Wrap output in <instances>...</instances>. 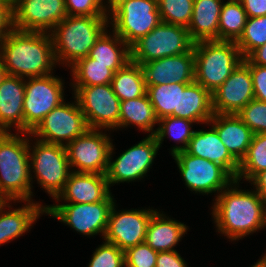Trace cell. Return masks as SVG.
I'll list each match as a JSON object with an SVG mask.
<instances>
[{
    "mask_svg": "<svg viewBox=\"0 0 266 267\" xmlns=\"http://www.w3.org/2000/svg\"><path fill=\"white\" fill-rule=\"evenodd\" d=\"M234 180L215 196L212 205L213 223L219 234L231 241H238L247 235L266 227V204L254 189H239Z\"/></svg>",
    "mask_w": 266,
    "mask_h": 267,
    "instance_id": "1",
    "label": "cell"
},
{
    "mask_svg": "<svg viewBox=\"0 0 266 267\" xmlns=\"http://www.w3.org/2000/svg\"><path fill=\"white\" fill-rule=\"evenodd\" d=\"M13 29V1H0V31Z\"/></svg>",
    "mask_w": 266,
    "mask_h": 267,
    "instance_id": "44",
    "label": "cell"
},
{
    "mask_svg": "<svg viewBox=\"0 0 266 267\" xmlns=\"http://www.w3.org/2000/svg\"><path fill=\"white\" fill-rule=\"evenodd\" d=\"M69 68H71V75L73 76L72 87L111 84L114 76L109 65L95 63V60L88 56L79 59Z\"/></svg>",
    "mask_w": 266,
    "mask_h": 267,
    "instance_id": "32",
    "label": "cell"
},
{
    "mask_svg": "<svg viewBox=\"0 0 266 267\" xmlns=\"http://www.w3.org/2000/svg\"><path fill=\"white\" fill-rule=\"evenodd\" d=\"M7 71L3 65L2 59L0 57V84L4 80V78L7 76Z\"/></svg>",
    "mask_w": 266,
    "mask_h": 267,
    "instance_id": "49",
    "label": "cell"
},
{
    "mask_svg": "<svg viewBox=\"0 0 266 267\" xmlns=\"http://www.w3.org/2000/svg\"><path fill=\"white\" fill-rule=\"evenodd\" d=\"M102 131L89 128L66 146L71 171L106 174L113 140Z\"/></svg>",
    "mask_w": 266,
    "mask_h": 267,
    "instance_id": "15",
    "label": "cell"
},
{
    "mask_svg": "<svg viewBox=\"0 0 266 267\" xmlns=\"http://www.w3.org/2000/svg\"><path fill=\"white\" fill-rule=\"evenodd\" d=\"M266 170V133L253 134L247 154L239 163L235 180L251 181L258 173Z\"/></svg>",
    "mask_w": 266,
    "mask_h": 267,
    "instance_id": "35",
    "label": "cell"
},
{
    "mask_svg": "<svg viewBox=\"0 0 266 267\" xmlns=\"http://www.w3.org/2000/svg\"><path fill=\"white\" fill-rule=\"evenodd\" d=\"M114 149L112 143L106 172V179L110 187L124 182L138 181L147 176L160 148L155 136L149 134L112 161Z\"/></svg>",
    "mask_w": 266,
    "mask_h": 267,
    "instance_id": "12",
    "label": "cell"
},
{
    "mask_svg": "<svg viewBox=\"0 0 266 267\" xmlns=\"http://www.w3.org/2000/svg\"><path fill=\"white\" fill-rule=\"evenodd\" d=\"M125 1L127 0H107L106 3L108 4H103L106 15L109 16L119 5Z\"/></svg>",
    "mask_w": 266,
    "mask_h": 267,
    "instance_id": "48",
    "label": "cell"
},
{
    "mask_svg": "<svg viewBox=\"0 0 266 267\" xmlns=\"http://www.w3.org/2000/svg\"><path fill=\"white\" fill-rule=\"evenodd\" d=\"M253 81L254 99L266 102V66L249 64Z\"/></svg>",
    "mask_w": 266,
    "mask_h": 267,
    "instance_id": "42",
    "label": "cell"
},
{
    "mask_svg": "<svg viewBox=\"0 0 266 267\" xmlns=\"http://www.w3.org/2000/svg\"><path fill=\"white\" fill-rule=\"evenodd\" d=\"M214 114L212 94L195 81L179 89V118L207 124Z\"/></svg>",
    "mask_w": 266,
    "mask_h": 267,
    "instance_id": "27",
    "label": "cell"
},
{
    "mask_svg": "<svg viewBox=\"0 0 266 267\" xmlns=\"http://www.w3.org/2000/svg\"><path fill=\"white\" fill-rule=\"evenodd\" d=\"M1 59L9 75L23 79L52 74L57 65L47 32L11 30L3 39Z\"/></svg>",
    "mask_w": 266,
    "mask_h": 267,
    "instance_id": "2",
    "label": "cell"
},
{
    "mask_svg": "<svg viewBox=\"0 0 266 267\" xmlns=\"http://www.w3.org/2000/svg\"><path fill=\"white\" fill-rule=\"evenodd\" d=\"M211 125L230 154L240 163L251 144L253 132L236 114L214 113Z\"/></svg>",
    "mask_w": 266,
    "mask_h": 267,
    "instance_id": "24",
    "label": "cell"
},
{
    "mask_svg": "<svg viewBox=\"0 0 266 267\" xmlns=\"http://www.w3.org/2000/svg\"><path fill=\"white\" fill-rule=\"evenodd\" d=\"M10 202L0 203V246L28 232L39 216L45 214V206L39 202L26 201L15 209ZM5 208H9L8 211Z\"/></svg>",
    "mask_w": 266,
    "mask_h": 267,
    "instance_id": "22",
    "label": "cell"
},
{
    "mask_svg": "<svg viewBox=\"0 0 266 267\" xmlns=\"http://www.w3.org/2000/svg\"><path fill=\"white\" fill-rule=\"evenodd\" d=\"M158 119L147 93L132 100L121 101L118 129L137 126L139 130L154 135Z\"/></svg>",
    "mask_w": 266,
    "mask_h": 267,
    "instance_id": "29",
    "label": "cell"
},
{
    "mask_svg": "<svg viewBox=\"0 0 266 267\" xmlns=\"http://www.w3.org/2000/svg\"><path fill=\"white\" fill-rule=\"evenodd\" d=\"M223 0H194L193 13L187 27L193 42L219 40V19Z\"/></svg>",
    "mask_w": 266,
    "mask_h": 267,
    "instance_id": "26",
    "label": "cell"
},
{
    "mask_svg": "<svg viewBox=\"0 0 266 267\" xmlns=\"http://www.w3.org/2000/svg\"><path fill=\"white\" fill-rule=\"evenodd\" d=\"M115 207L116 201L111 208L103 239L115 244L122 251L144 243L149 220L156 210L149 207L117 211Z\"/></svg>",
    "mask_w": 266,
    "mask_h": 267,
    "instance_id": "16",
    "label": "cell"
},
{
    "mask_svg": "<svg viewBox=\"0 0 266 267\" xmlns=\"http://www.w3.org/2000/svg\"><path fill=\"white\" fill-rule=\"evenodd\" d=\"M186 27L161 22L131 47V61L148 63L153 60L188 52L193 47Z\"/></svg>",
    "mask_w": 266,
    "mask_h": 267,
    "instance_id": "7",
    "label": "cell"
},
{
    "mask_svg": "<svg viewBox=\"0 0 266 267\" xmlns=\"http://www.w3.org/2000/svg\"><path fill=\"white\" fill-rule=\"evenodd\" d=\"M188 229L186 224L157 210L149 220L145 243L157 252L175 251L174 247L187 234Z\"/></svg>",
    "mask_w": 266,
    "mask_h": 267,
    "instance_id": "25",
    "label": "cell"
},
{
    "mask_svg": "<svg viewBox=\"0 0 266 267\" xmlns=\"http://www.w3.org/2000/svg\"><path fill=\"white\" fill-rule=\"evenodd\" d=\"M178 251L158 252L156 267H188Z\"/></svg>",
    "mask_w": 266,
    "mask_h": 267,
    "instance_id": "43",
    "label": "cell"
},
{
    "mask_svg": "<svg viewBox=\"0 0 266 267\" xmlns=\"http://www.w3.org/2000/svg\"><path fill=\"white\" fill-rule=\"evenodd\" d=\"M29 140V161L31 181L33 178L37 183L56 199L62 192L66 181L70 175L71 168L68 161L67 150L65 146L53 143H46L35 138L30 143ZM33 146H32V145Z\"/></svg>",
    "mask_w": 266,
    "mask_h": 267,
    "instance_id": "6",
    "label": "cell"
},
{
    "mask_svg": "<svg viewBox=\"0 0 266 267\" xmlns=\"http://www.w3.org/2000/svg\"><path fill=\"white\" fill-rule=\"evenodd\" d=\"M63 88L64 81L53 73L25 79L24 133H30L48 113L64 102Z\"/></svg>",
    "mask_w": 266,
    "mask_h": 267,
    "instance_id": "11",
    "label": "cell"
},
{
    "mask_svg": "<svg viewBox=\"0 0 266 267\" xmlns=\"http://www.w3.org/2000/svg\"><path fill=\"white\" fill-rule=\"evenodd\" d=\"M67 16L65 0H13V26L20 31L49 33Z\"/></svg>",
    "mask_w": 266,
    "mask_h": 267,
    "instance_id": "17",
    "label": "cell"
},
{
    "mask_svg": "<svg viewBox=\"0 0 266 267\" xmlns=\"http://www.w3.org/2000/svg\"><path fill=\"white\" fill-rule=\"evenodd\" d=\"M108 19L112 31L129 47L162 22L157 0H127Z\"/></svg>",
    "mask_w": 266,
    "mask_h": 267,
    "instance_id": "8",
    "label": "cell"
},
{
    "mask_svg": "<svg viewBox=\"0 0 266 267\" xmlns=\"http://www.w3.org/2000/svg\"><path fill=\"white\" fill-rule=\"evenodd\" d=\"M20 135L17 131L0 132V199L24 204L33 201L34 195L29 161L31 135L24 132Z\"/></svg>",
    "mask_w": 266,
    "mask_h": 267,
    "instance_id": "3",
    "label": "cell"
},
{
    "mask_svg": "<svg viewBox=\"0 0 266 267\" xmlns=\"http://www.w3.org/2000/svg\"><path fill=\"white\" fill-rule=\"evenodd\" d=\"M254 99L249 63L243 61L233 70L224 83L212 93L214 113L237 114Z\"/></svg>",
    "mask_w": 266,
    "mask_h": 267,
    "instance_id": "18",
    "label": "cell"
},
{
    "mask_svg": "<svg viewBox=\"0 0 266 267\" xmlns=\"http://www.w3.org/2000/svg\"><path fill=\"white\" fill-rule=\"evenodd\" d=\"M25 79L9 75L0 84V132H24Z\"/></svg>",
    "mask_w": 266,
    "mask_h": 267,
    "instance_id": "21",
    "label": "cell"
},
{
    "mask_svg": "<svg viewBox=\"0 0 266 267\" xmlns=\"http://www.w3.org/2000/svg\"><path fill=\"white\" fill-rule=\"evenodd\" d=\"M185 151L221 165L236 179L239 162L230 154L212 126L208 130H195Z\"/></svg>",
    "mask_w": 266,
    "mask_h": 267,
    "instance_id": "23",
    "label": "cell"
},
{
    "mask_svg": "<svg viewBox=\"0 0 266 267\" xmlns=\"http://www.w3.org/2000/svg\"><path fill=\"white\" fill-rule=\"evenodd\" d=\"M187 188L193 193H220L235 178L221 165L181 151L172 156Z\"/></svg>",
    "mask_w": 266,
    "mask_h": 267,
    "instance_id": "14",
    "label": "cell"
},
{
    "mask_svg": "<svg viewBox=\"0 0 266 267\" xmlns=\"http://www.w3.org/2000/svg\"><path fill=\"white\" fill-rule=\"evenodd\" d=\"M247 19L240 0L224 2L219 19V40L237 42L243 34Z\"/></svg>",
    "mask_w": 266,
    "mask_h": 267,
    "instance_id": "34",
    "label": "cell"
},
{
    "mask_svg": "<svg viewBox=\"0 0 266 267\" xmlns=\"http://www.w3.org/2000/svg\"><path fill=\"white\" fill-rule=\"evenodd\" d=\"M194 0H157L161 21L167 24L188 27Z\"/></svg>",
    "mask_w": 266,
    "mask_h": 267,
    "instance_id": "37",
    "label": "cell"
},
{
    "mask_svg": "<svg viewBox=\"0 0 266 267\" xmlns=\"http://www.w3.org/2000/svg\"><path fill=\"white\" fill-rule=\"evenodd\" d=\"M106 29L91 48L88 57L109 65L114 73L131 61L130 47L114 32Z\"/></svg>",
    "mask_w": 266,
    "mask_h": 267,
    "instance_id": "28",
    "label": "cell"
},
{
    "mask_svg": "<svg viewBox=\"0 0 266 267\" xmlns=\"http://www.w3.org/2000/svg\"><path fill=\"white\" fill-rule=\"evenodd\" d=\"M236 44L243 59L253 50L266 44V15L248 18L243 34Z\"/></svg>",
    "mask_w": 266,
    "mask_h": 267,
    "instance_id": "36",
    "label": "cell"
},
{
    "mask_svg": "<svg viewBox=\"0 0 266 267\" xmlns=\"http://www.w3.org/2000/svg\"><path fill=\"white\" fill-rule=\"evenodd\" d=\"M188 85L168 83L147 86V95L158 120L167 116L179 117V89H185Z\"/></svg>",
    "mask_w": 266,
    "mask_h": 267,
    "instance_id": "33",
    "label": "cell"
},
{
    "mask_svg": "<svg viewBox=\"0 0 266 267\" xmlns=\"http://www.w3.org/2000/svg\"><path fill=\"white\" fill-rule=\"evenodd\" d=\"M111 86L120 101L136 99L147 93L142 68L132 61L114 73Z\"/></svg>",
    "mask_w": 266,
    "mask_h": 267,
    "instance_id": "30",
    "label": "cell"
},
{
    "mask_svg": "<svg viewBox=\"0 0 266 267\" xmlns=\"http://www.w3.org/2000/svg\"><path fill=\"white\" fill-rule=\"evenodd\" d=\"M115 200L95 203H65L45 205V215L65 223L84 236L101 233L104 238L109 214Z\"/></svg>",
    "mask_w": 266,
    "mask_h": 267,
    "instance_id": "13",
    "label": "cell"
},
{
    "mask_svg": "<svg viewBox=\"0 0 266 267\" xmlns=\"http://www.w3.org/2000/svg\"><path fill=\"white\" fill-rule=\"evenodd\" d=\"M106 174L72 171L62 192L55 199L65 203H95L114 200Z\"/></svg>",
    "mask_w": 266,
    "mask_h": 267,
    "instance_id": "20",
    "label": "cell"
},
{
    "mask_svg": "<svg viewBox=\"0 0 266 267\" xmlns=\"http://www.w3.org/2000/svg\"><path fill=\"white\" fill-rule=\"evenodd\" d=\"M88 267H125L124 251L104 240L93 252Z\"/></svg>",
    "mask_w": 266,
    "mask_h": 267,
    "instance_id": "39",
    "label": "cell"
},
{
    "mask_svg": "<svg viewBox=\"0 0 266 267\" xmlns=\"http://www.w3.org/2000/svg\"><path fill=\"white\" fill-rule=\"evenodd\" d=\"M251 267H266V253Z\"/></svg>",
    "mask_w": 266,
    "mask_h": 267,
    "instance_id": "50",
    "label": "cell"
},
{
    "mask_svg": "<svg viewBox=\"0 0 266 267\" xmlns=\"http://www.w3.org/2000/svg\"><path fill=\"white\" fill-rule=\"evenodd\" d=\"M245 60L249 64L266 66V44L258 47L257 49L253 50Z\"/></svg>",
    "mask_w": 266,
    "mask_h": 267,
    "instance_id": "46",
    "label": "cell"
},
{
    "mask_svg": "<svg viewBox=\"0 0 266 267\" xmlns=\"http://www.w3.org/2000/svg\"><path fill=\"white\" fill-rule=\"evenodd\" d=\"M143 71L146 86L163 84H191L195 81L193 47L186 53L138 63Z\"/></svg>",
    "mask_w": 266,
    "mask_h": 267,
    "instance_id": "19",
    "label": "cell"
},
{
    "mask_svg": "<svg viewBox=\"0 0 266 267\" xmlns=\"http://www.w3.org/2000/svg\"><path fill=\"white\" fill-rule=\"evenodd\" d=\"M107 27H110L108 16L68 15L64 18L49 32L58 66L71 67L87 57Z\"/></svg>",
    "mask_w": 266,
    "mask_h": 267,
    "instance_id": "4",
    "label": "cell"
},
{
    "mask_svg": "<svg viewBox=\"0 0 266 267\" xmlns=\"http://www.w3.org/2000/svg\"><path fill=\"white\" fill-rule=\"evenodd\" d=\"M125 267H156L158 252L145 242L124 251Z\"/></svg>",
    "mask_w": 266,
    "mask_h": 267,
    "instance_id": "40",
    "label": "cell"
},
{
    "mask_svg": "<svg viewBox=\"0 0 266 267\" xmlns=\"http://www.w3.org/2000/svg\"><path fill=\"white\" fill-rule=\"evenodd\" d=\"M253 132L266 133V102L251 100L236 114Z\"/></svg>",
    "mask_w": 266,
    "mask_h": 267,
    "instance_id": "38",
    "label": "cell"
},
{
    "mask_svg": "<svg viewBox=\"0 0 266 267\" xmlns=\"http://www.w3.org/2000/svg\"><path fill=\"white\" fill-rule=\"evenodd\" d=\"M193 123L195 122L174 116H167L159 119V125L154 134L159 148L162 146L161 144H163L164 139L167 137L174 140L176 144H180L179 146L177 144L170 148L171 156H174L178 152L185 151L195 132V130H192Z\"/></svg>",
    "mask_w": 266,
    "mask_h": 267,
    "instance_id": "31",
    "label": "cell"
},
{
    "mask_svg": "<svg viewBox=\"0 0 266 267\" xmlns=\"http://www.w3.org/2000/svg\"><path fill=\"white\" fill-rule=\"evenodd\" d=\"M248 18L266 15V0H240Z\"/></svg>",
    "mask_w": 266,
    "mask_h": 267,
    "instance_id": "45",
    "label": "cell"
},
{
    "mask_svg": "<svg viewBox=\"0 0 266 267\" xmlns=\"http://www.w3.org/2000/svg\"><path fill=\"white\" fill-rule=\"evenodd\" d=\"M90 129H118L121 101L111 84L72 87ZM106 129V130H105Z\"/></svg>",
    "mask_w": 266,
    "mask_h": 267,
    "instance_id": "9",
    "label": "cell"
},
{
    "mask_svg": "<svg viewBox=\"0 0 266 267\" xmlns=\"http://www.w3.org/2000/svg\"><path fill=\"white\" fill-rule=\"evenodd\" d=\"M253 188L259 193L266 204V170L258 173L251 181Z\"/></svg>",
    "mask_w": 266,
    "mask_h": 267,
    "instance_id": "47",
    "label": "cell"
},
{
    "mask_svg": "<svg viewBox=\"0 0 266 267\" xmlns=\"http://www.w3.org/2000/svg\"><path fill=\"white\" fill-rule=\"evenodd\" d=\"M89 129L75 97L74 102H62L48 113L30 132L31 138L57 145L67 146L76 137Z\"/></svg>",
    "mask_w": 266,
    "mask_h": 267,
    "instance_id": "10",
    "label": "cell"
},
{
    "mask_svg": "<svg viewBox=\"0 0 266 267\" xmlns=\"http://www.w3.org/2000/svg\"><path fill=\"white\" fill-rule=\"evenodd\" d=\"M103 0H65L67 15L107 16Z\"/></svg>",
    "mask_w": 266,
    "mask_h": 267,
    "instance_id": "41",
    "label": "cell"
},
{
    "mask_svg": "<svg viewBox=\"0 0 266 267\" xmlns=\"http://www.w3.org/2000/svg\"><path fill=\"white\" fill-rule=\"evenodd\" d=\"M195 82L215 92L243 61L236 42L202 40L193 43Z\"/></svg>",
    "mask_w": 266,
    "mask_h": 267,
    "instance_id": "5",
    "label": "cell"
},
{
    "mask_svg": "<svg viewBox=\"0 0 266 267\" xmlns=\"http://www.w3.org/2000/svg\"><path fill=\"white\" fill-rule=\"evenodd\" d=\"M9 32L10 31H0V57H1L3 39Z\"/></svg>",
    "mask_w": 266,
    "mask_h": 267,
    "instance_id": "51",
    "label": "cell"
}]
</instances>
